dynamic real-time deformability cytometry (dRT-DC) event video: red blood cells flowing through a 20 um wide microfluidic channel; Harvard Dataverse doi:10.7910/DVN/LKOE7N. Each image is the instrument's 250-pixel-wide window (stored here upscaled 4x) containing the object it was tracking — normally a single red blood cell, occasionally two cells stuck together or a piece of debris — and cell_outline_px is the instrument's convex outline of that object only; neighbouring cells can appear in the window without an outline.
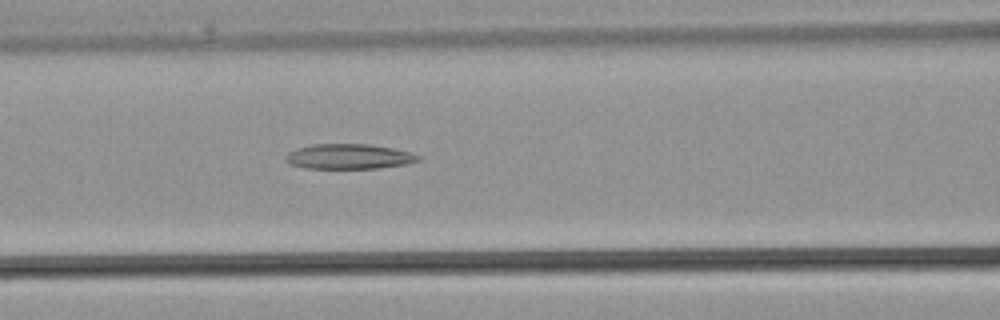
{"species": "common noctule bat (a hibernating species)", "species_latin": "Nyctalus noctula", "temperature_condition": "warm", "stored_images_in_passage": 29, "camera_frame_rate_fps": 3000, "um_per_image_px": 0.085, "animal": {"sex": "male", "body_mass_g": 21.5, "forearm_length_mm": 52.0}, "frame": {"image": 1, "passage_image": 8, "time_ms": 2.333, "image_size_px": [1000, 320], "cell_outline_px": [[420, 160], [404, 164], [376, 168], [304, 168], [292, 164], [284, 160], [284, 156], [288, 152], [296, 148], [312, 144], [368, 144], [392, 148], [412, 152], [420, 156]], "centroid_in_image_um": [29.62, 13.29], "position_along_channel_um": 137.0, "area_um2": 19.31}}
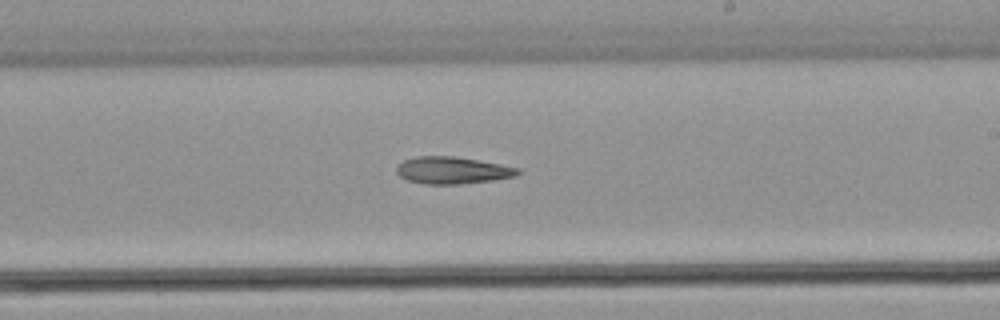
{"frame": {"image": 2, "passage_image": 14, "time_ms": 4.333, "image_size_px": [1000, 320], "cell_outline_px": [[520, 172], [516, 176], [492, 180], [460, 184], [424, 184], [408, 180], [400, 176], [396, 172], [396, 168], [404, 160], [416, 156], [456, 156], [500, 164], [520, 168]], "centroid_in_image_um": [38.46, 14.47], "position_along_channel_um": 250.5, "area_um2": 19.07}}
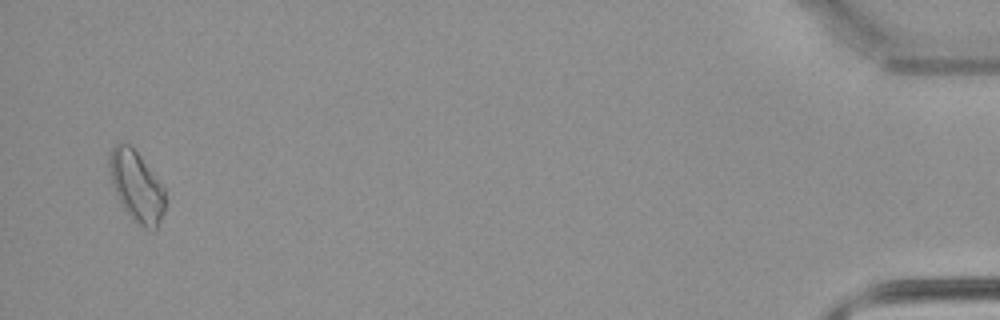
{"frame": {"image": 3, "passage_image": 28, "time_ms": 9.0, "image_size_px": [1000, 320], "cell_outline_px": [[164, 212], [156, 228], [152, 232], [148, 232], [140, 228], [132, 220], [120, 204], [112, 184], [108, 172], [108, 156], [112, 148], [116, 144], [128, 144], [140, 156], [164, 188]], "centroid_in_image_um": [11.57, 15.91], "position_along_channel_um": 423.6, "area_um2": 23.12}}